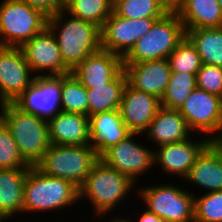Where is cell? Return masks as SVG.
Listing matches in <instances>:
<instances>
[{
	"mask_svg": "<svg viewBox=\"0 0 222 222\" xmlns=\"http://www.w3.org/2000/svg\"><path fill=\"white\" fill-rule=\"evenodd\" d=\"M112 4L116 3L118 0H109Z\"/></svg>",
	"mask_w": 222,
	"mask_h": 222,
	"instance_id": "40",
	"label": "cell"
},
{
	"mask_svg": "<svg viewBox=\"0 0 222 222\" xmlns=\"http://www.w3.org/2000/svg\"><path fill=\"white\" fill-rule=\"evenodd\" d=\"M75 203H79V188L71 181L43 174L35 166L29 167L24 184L22 213H60Z\"/></svg>",
	"mask_w": 222,
	"mask_h": 222,
	"instance_id": "3",
	"label": "cell"
},
{
	"mask_svg": "<svg viewBox=\"0 0 222 222\" xmlns=\"http://www.w3.org/2000/svg\"><path fill=\"white\" fill-rule=\"evenodd\" d=\"M20 48L34 76L71 73L63 63L57 40L48 27Z\"/></svg>",
	"mask_w": 222,
	"mask_h": 222,
	"instance_id": "13",
	"label": "cell"
},
{
	"mask_svg": "<svg viewBox=\"0 0 222 222\" xmlns=\"http://www.w3.org/2000/svg\"><path fill=\"white\" fill-rule=\"evenodd\" d=\"M48 17L22 0L0 2V46L21 47L47 27Z\"/></svg>",
	"mask_w": 222,
	"mask_h": 222,
	"instance_id": "7",
	"label": "cell"
},
{
	"mask_svg": "<svg viewBox=\"0 0 222 222\" xmlns=\"http://www.w3.org/2000/svg\"><path fill=\"white\" fill-rule=\"evenodd\" d=\"M193 136L184 141L155 148V165H160L161 172L167 174L168 178L169 175H173L175 178L180 177L179 180H184L197 157L210 144L209 139L203 135H197L195 139Z\"/></svg>",
	"mask_w": 222,
	"mask_h": 222,
	"instance_id": "12",
	"label": "cell"
},
{
	"mask_svg": "<svg viewBox=\"0 0 222 222\" xmlns=\"http://www.w3.org/2000/svg\"><path fill=\"white\" fill-rule=\"evenodd\" d=\"M194 222H222V190L194 196Z\"/></svg>",
	"mask_w": 222,
	"mask_h": 222,
	"instance_id": "32",
	"label": "cell"
},
{
	"mask_svg": "<svg viewBox=\"0 0 222 222\" xmlns=\"http://www.w3.org/2000/svg\"><path fill=\"white\" fill-rule=\"evenodd\" d=\"M197 88L195 74L171 72L170 81L160 99L161 106L179 110L191 92Z\"/></svg>",
	"mask_w": 222,
	"mask_h": 222,
	"instance_id": "29",
	"label": "cell"
},
{
	"mask_svg": "<svg viewBox=\"0 0 222 222\" xmlns=\"http://www.w3.org/2000/svg\"><path fill=\"white\" fill-rule=\"evenodd\" d=\"M208 139L211 145L222 148V99L217 128Z\"/></svg>",
	"mask_w": 222,
	"mask_h": 222,
	"instance_id": "36",
	"label": "cell"
},
{
	"mask_svg": "<svg viewBox=\"0 0 222 222\" xmlns=\"http://www.w3.org/2000/svg\"><path fill=\"white\" fill-rule=\"evenodd\" d=\"M171 72L197 74L202 66L200 55L185 37L168 57Z\"/></svg>",
	"mask_w": 222,
	"mask_h": 222,
	"instance_id": "31",
	"label": "cell"
},
{
	"mask_svg": "<svg viewBox=\"0 0 222 222\" xmlns=\"http://www.w3.org/2000/svg\"><path fill=\"white\" fill-rule=\"evenodd\" d=\"M159 19L161 18L128 19L113 11L100 29L101 49L124 58Z\"/></svg>",
	"mask_w": 222,
	"mask_h": 222,
	"instance_id": "11",
	"label": "cell"
},
{
	"mask_svg": "<svg viewBox=\"0 0 222 222\" xmlns=\"http://www.w3.org/2000/svg\"><path fill=\"white\" fill-rule=\"evenodd\" d=\"M0 120L14 138L20 155L35 166L50 147L48 121L26 113L12 102L0 104Z\"/></svg>",
	"mask_w": 222,
	"mask_h": 222,
	"instance_id": "4",
	"label": "cell"
},
{
	"mask_svg": "<svg viewBox=\"0 0 222 222\" xmlns=\"http://www.w3.org/2000/svg\"><path fill=\"white\" fill-rule=\"evenodd\" d=\"M127 216H123V217H114L109 219L108 222H129V220L126 218ZM102 222V221H100ZM106 222V221H105Z\"/></svg>",
	"mask_w": 222,
	"mask_h": 222,
	"instance_id": "38",
	"label": "cell"
},
{
	"mask_svg": "<svg viewBox=\"0 0 222 222\" xmlns=\"http://www.w3.org/2000/svg\"><path fill=\"white\" fill-rule=\"evenodd\" d=\"M170 183V184H169ZM169 183L137 187V196L146 209L165 222H194V195L190 189ZM148 186V187H147Z\"/></svg>",
	"mask_w": 222,
	"mask_h": 222,
	"instance_id": "8",
	"label": "cell"
},
{
	"mask_svg": "<svg viewBox=\"0 0 222 222\" xmlns=\"http://www.w3.org/2000/svg\"><path fill=\"white\" fill-rule=\"evenodd\" d=\"M63 74L34 76L32 83L12 103L21 111L46 121L62 111Z\"/></svg>",
	"mask_w": 222,
	"mask_h": 222,
	"instance_id": "9",
	"label": "cell"
},
{
	"mask_svg": "<svg viewBox=\"0 0 222 222\" xmlns=\"http://www.w3.org/2000/svg\"><path fill=\"white\" fill-rule=\"evenodd\" d=\"M143 212L141 215H139L138 219L134 221L133 219H130L127 217L129 222H165L162 218H160L158 215L154 214L153 212H150L148 209H142ZM138 220V221H137Z\"/></svg>",
	"mask_w": 222,
	"mask_h": 222,
	"instance_id": "37",
	"label": "cell"
},
{
	"mask_svg": "<svg viewBox=\"0 0 222 222\" xmlns=\"http://www.w3.org/2000/svg\"><path fill=\"white\" fill-rule=\"evenodd\" d=\"M173 0H118L113 11L128 19L163 18L173 9Z\"/></svg>",
	"mask_w": 222,
	"mask_h": 222,
	"instance_id": "27",
	"label": "cell"
},
{
	"mask_svg": "<svg viewBox=\"0 0 222 222\" xmlns=\"http://www.w3.org/2000/svg\"><path fill=\"white\" fill-rule=\"evenodd\" d=\"M62 111L81 113L88 116L87 89L71 74H63Z\"/></svg>",
	"mask_w": 222,
	"mask_h": 222,
	"instance_id": "30",
	"label": "cell"
},
{
	"mask_svg": "<svg viewBox=\"0 0 222 222\" xmlns=\"http://www.w3.org/2000/svg\"><path fill=\"white\" fill-rule=\"evenodd\" d=\"M28 170L0 169V222L10 221L17 214L23 215V192Z\"/></svg>",
	"mask_w": 222,
	"mask_h": 222,
	"instance_id": "24",
	"label": "cell"
},
{
	"mask_svg": "<svg viewBox=\"0 0 222 222\" xmlns=\"http://www.w3.org/2000/svg\"><path fill=\"white\" fill-rule=\"evenodd\" d=\"M127 78L122 69L110 82L87 89L88 117L107 111L120 109Z\"/></svg>",
	"mask_w": 222,
	"mask_h": 222,
	"instance_id": "25",
	"label": "cell"
},
{
	"mask_svg": "<svg viewBox=\"0 0 222 222\" xmlns=\"http://www.w3.org/2000/svg\"><path fill=\"white\" fill-rule=\"evenodd\" d=\"M99 156L90 146L52 144L35 165L43 174L71 181L80 187Z\"/></svg>",
	"mask_w": 222,
	"mask_h": 222,
	"instance_id": "5",
	"label": "cell"
},
{
	"mask_svg": "<svg viewBox=\"0 0 222 222\" xmlns=\"http://www.w3.org/2000/svg\"><path fill=\"white\" fill-rule=\"evenodd\" d=\"M33 78L20 47L0 46V104L13 102Z\"/></svg>",
	"mask_w": 222,
	"mask_h": 222,
	"instance_id": "14",
	"label": "cell"
},
{
	"mask_svg": "<svg viewBox=\"0 0 222 222\" xmlns=\"http://www.w3.org/2000/svg\"><path fill=\"white\" fill-rule=\"evenodd\" d=\"M123 69L120 55L100 49L78 64L71 74L86 88L110 82Z\"/></svg>",
	"mask_w": 222,
	"mask_h": 222,
	"instance_id": "18",
	"label": "cell"
},
{
	"mask_svg": "<svg viewBox=\"0 0 222 222\" xmlns=\"http://www.w3.org/2000/svg\"><path fill=\"white\" fill-rule=\"evenodd\" d=\"M185 30L222 27V10L217 0H173Z\"/></svg>",
	"mask_w": 222,
	"mask_h": 222,
	"instance_id": "22",
	"label": "cell"
},
{
	"mask_svg": "<svg viewBox=\"0 0 222 222\" xmlns=\"http://www.w3.org/2000/svg\"><path fill=\"white\" fill-rule=\"evenodd\" d=\"M131 133L124 124L120 109L100 112L89 117L90 146L98 156Z\"/></svg>",
	"mask_w": 222,
	"mask_h": 222,
	"instance_id": "19",
	"label": "cell"
},
{
	"mask_svg": "<svg viewBox=\"0 0 222 222\" xmlns=\"http://www.w3.org/2000/svg\"><path fill=\"white\" fill-rule=\"evenodd\" d=\"M5 124L0 120V169L29 168Z\"/></svg>",
	"mask_w": 222,
	"mask_h": 222,
	"instance_id": "33",
	"label": "cell"
},
{
	"mask_svg": "<svg viewBox=\"0 0 222 222\" xmlns=\"http://www.w3.org/2000/svg\"><path fill=\"white\" fill-rule=\"evenodd\" d=\"M123 69L131 87L162 98L171 76L168 59L123 64Z\"/></svg>",
	"mask_w": 222,
	"mask_h": 222,
	"instance_id": "17",
	"label": "cell"
},
{
	"mask_svg": "<svg viewBox=\"0 0 222 222\" xmlns=\"http://www.w3.org/2000/svg\"><path fill=\"white\" fill-rule=\"evenodd\" d=\"M205 193L222 190V148L209 144L184 179ZM207 190V191H206Z\"/></svg>",
	"mask_w": 222,
	"mask_h": 222,
	"instance_id": "21",
	"label": "cell"
},
{
	"mask_svg": "<svg viewBox=\"0 0 222 222\" xmlns=\"http://www.w3.org/2000/svg\"><path fill=\"white\" fill-rule=\"evenodd\" d=\"M219 6L221 7V10H222V0H217Z\"/></svg>",
	"mask_w": 222,
	"mask_h": 222,
	"instance_id": "39",
	"label": "cell"
},
{
	"mask_svg": "<svg viewBox=\"0 0 222 222\" xmlns=\"http://www.w3.org/2000/svg\"><path fill=\"white\" fill-rule=\"evenodd\" d=\"M143 135L146 136V141L155 143L156 146L152 145L155 149L165 144L184 141L193 134L179 110L161 106Z\"/></svg>",
	"mask_w": 222,
	"mask_h": 222,
	"instance_id": "20",
	"label": "cell"
},
{
	"mask_svg": "<svg viewBox=\"0 0 222 222\" xmlns=\"http://www.w3.org/2000/svg\"><path fill=\"white\" fill-rule=\"evenodd\" d=\"M139 136L142 138L143 134L131 133L99 156V159L105 164L125 174L136 184L139 181L137 178L147 174L155 166V149L152 146L149 148L138 143L137 137Z\"/></svg>",
	"mask_w": 222,
	"mask_h": 222,
	"instance_id": "10",
	"label": "cell"
},
{
	"mask_svg": "<svg viewBox=\"0 0 222 222\" xmlns=\"http://www.w3.org/2000/svg\"><path fill=\"white\" fill-rule=\"evenodd\" d=\"M196 81L197 88L222 98V67L202 64Z\"/></svg>",
	"mask_w": 222,
	"mask_h": 222,
	"instance_id": "34",
	"label": "cell"
},
{
	"mask_svg": "<svg viewBox=\"0 0 222 222\" xmlns=\"http://www.w3.org/2000/svg\"><path fill=\"white\" fill-rule=\"evenodd\" d=\"M161 102L155 95L139 91L128 83L124 88L120 113L132 133H144L154 119Z\"/></svg>",
	"mask_w": 222,
	"mask_h": 222,
	"instance_id": "16",
	"label": "cell"
},
{
	"mask_svg": "<svg viewBox=\"0 0 222 222\" xmlns=\"http://www.w3.org/2000/svg\"><path fill=\"white\" fill-rule=\"evenodd\" d=\"M135 184L128 176L98 159L79 187V203L88 200L90 206L92 205L90 209L95 212L98 221L100 217L105 221L106 215L117 211L116 208L123 201L126 202L125 198H131L130 193L137 189Z\"/></svg>",
	"mask_w": 222,
	"mask_h": 222,
	"instance_id": "1",
	"label": "cell"
},
{
	"mask_svg": "<svg viewBox=\"0 0 222 222\" xmlns=\"http://www.w3.org/2000/svg\"><path fill=\"white\" fill-rule=\"evenodd\" d=\"M49 139L56 145L90 144L89 117L61 111L48 121Z\"/></svg>",
	"mask_w": 222,
	"mask_h": 222,
	"instance_id": "23",
	"label": "cell"
},
{
	"mask_svg": "<svg viewBox=\"0 0 222 222\" xmlns=\"http://www.w3.org/2000/svg\"><path fill=\"white\" fill-rule=\"evenodd\" d=\"M63 9L67 14L90 22L101 29L113 12V4L109 0H66Z\"/></svg>",
	"mask_w": 222,
	"mask_h": 222,
	"instance_id": "28",
	"label": "cell"
},
{
	"mask_svg": "<svg viewBox=\"0 0 222 222\" xmlns=\"http://www.w3.org/2000/svg\"><path fill=\"white\" fill-rule=\"evenodd\" d=\"M221 97L196 88L179 109L191 131L209 138L216 130Z\"/></svg>",
	"mask_w": 222,
	"mask_h": 222,
	"instance_id": "15",
	"label": "cell"
},
{
	"mask_svg": "<svg viewBox=\"0 0 222 222\" xmlns=\"http://www.w3.org/2000/svg\"><path fill=\"white\" fill-rule=\"evenodd\" d=\"M32 8L40 10L47 17L54 16L64 7L62 0H22Z\"/></svg>",
	"mask_w": 222,
	"mask_h": 222,
	"instance_id": "35",
	"label": "cell"
},
{
	"mask_svg": "<svg viewBox=\"0 0 222 222\" xmlns=\"http://www.w3.org/2000/svg\"><path fill=\"white\" fill-rule=\"evenodd\" d=\"M185 37L184 25L172 9L163 18L157 20L150 31L137 41L123 58V64L168 59Z\"/></svg>",
	"mask_w": 222,
	"mask_h": 222,
	"instance_id": "6",
	"label": "cell"
},
{
	"mask_svg": "<svg viewBox=\"0 0 222 222\" xmlns=\"http://www.w3.org/2000/svg\"><path fill=\"white\" fill-rule=\"evenodd\" d=\"M202 64L222 67V27L185 30Z\"/></svg>",
	"mask_w": 222,
	"mask_h": 222,
	"instance_id": "26",
	"label": "cell"
},
{
	"mask_svg": "<svg viewBox=\"0 0 222 222\" xmlns=\"http://www.w3.org/2000/svg\"><path fill=\"white\" fill-rule=\"evenodd\" d=\"M66 14L61 9L54 16L48 17L47 27L57 40L63 63L72 71L101 49V33L96 25Z\"/></svg>",
	"mask_w": 222,
	"mask_h": 222,
	"instance_id": "2",
	"label": "cell"
}]
</instances>
